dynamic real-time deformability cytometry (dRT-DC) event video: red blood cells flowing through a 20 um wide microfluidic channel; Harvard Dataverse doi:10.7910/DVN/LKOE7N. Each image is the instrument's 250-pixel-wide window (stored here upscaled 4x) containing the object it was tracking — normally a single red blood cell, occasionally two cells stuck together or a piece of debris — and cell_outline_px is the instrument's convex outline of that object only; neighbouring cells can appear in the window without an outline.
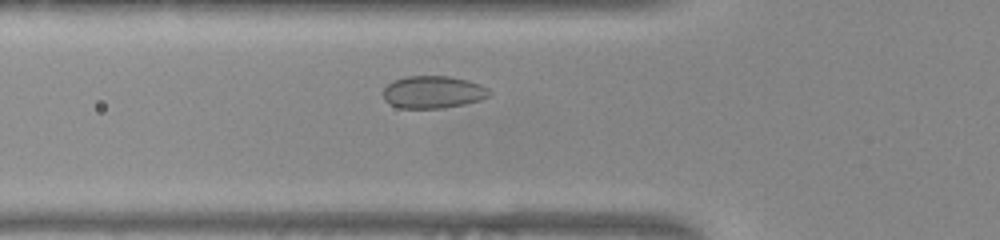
{"species": "common noctule bat (a hibernating species)", "species_latin": "Nyctalus noctula", "temperature_condition": "warm", "stored_images_in_passage": 39, "camera_frame_rate_fps": 3000, "um_per_image_px": 0.085, "animal": {"sex": "female", "body_mass_g": 22.0, "forearm_length_mm": 56.7}, "frame": {"image": 1, "passage_image": 5, "time_ms": 1.333, "image_size_px": [1000, 240], "cell_outline_px": [[492, 96], [480, 100], [464, 104], [444, 108], [400, 108], [388, 104], [384, 100], [380, 92], [392, 80], [408, 76], [448, 76], [468, 80], [480, 84], [488, 88], [492, 92]], "centroid_in_image_um": [36.79, 7.83], "position_along_channel_um": 89.0, "area_um2": 20.46}}
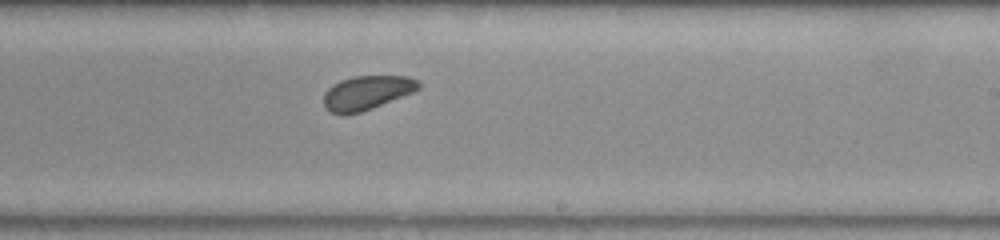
{"frame": {"image": 2, "passage_image": 18, "time_ms": 5.667, "image_size_px": [1000, 240], "cell_outline_px": [[420, 88], [412, 92], [372, 108], [360, 112], [344, 116], [328, 112], [324, 108], [324, 92], [332, 84], [340, 80], [352, 76], [408, 76], [420, 80]], "centroid_in_image_um": [31.13, 7.89], "position_along_channel_um": 257.9, "area_um2": 19.07}}
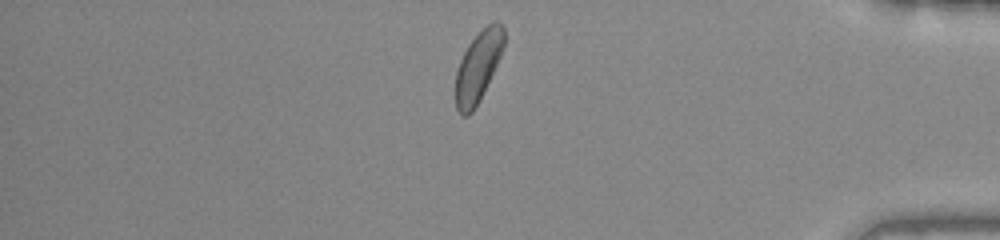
{"frame": {"image": 3, "passage_image": 31, "time_ms": 10.0, "image_size_px": [1000, 240], "cell_outline_px": [[504, 48], [472, 112], [468, 116], [460, 116], [456, 108], [456, 72], [460, 60], [468, 44], [488, 24], [496, 20], [504, 28]], "centroid_in_image_um": [40.62, 5.65], "position_along_channel_um": 394.6, "area_um2": 19.25}, "authors_computed_cell_mechanics": {"area_um2": 19.5364, "velocity_mm_per_s": 3.8974, "shape_relaxation_time_tau1_ms": 2.9898, "shape_relaxation_time_tau2_ms": 7.3825, "deformation_change_tau1": 0.0421, "deformation_change_tau2": 0.0742}}